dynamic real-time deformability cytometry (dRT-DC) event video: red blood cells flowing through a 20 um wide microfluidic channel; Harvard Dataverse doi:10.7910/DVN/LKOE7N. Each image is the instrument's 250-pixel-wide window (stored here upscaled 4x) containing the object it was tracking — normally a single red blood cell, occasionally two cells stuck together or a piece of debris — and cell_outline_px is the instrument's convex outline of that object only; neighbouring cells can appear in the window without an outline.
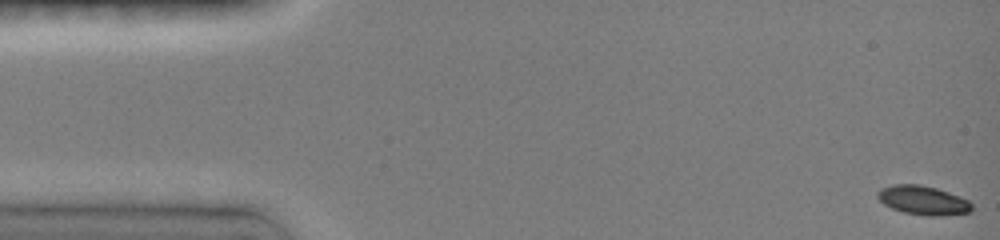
{"species": "common noctule bat (a hibernating species)", "species_latin": "Nyctalus noctula", "temperature_condition": "room temperature", "stored_images_in_passage": 8, "segment_of_instrument_passage": [1, 2], "camera_frame_rate_fps": 3000, "um_per_image_px": 0.085, "animal": {"sex": "female", "body_mass_g": 19.0, "forearm_length_mm": 51.5}, "frame": {"image": 1, "passage_image": 1, "time_ms": 0.0, "image_size_px": [1000, 240], "cell_outline_px": [[972, 212], [940, 216], [928, 216], [904, 212], [892, 208], [884, 204], [876, 196], [876, 192], [880, 188], [892, 184], [920, 184], [936, 188], [960, 196], [968, 200], [972, 204]], "centroid_in_image_um": [78.45, 17.02], "position_along_channel_um": 6.5, "area_um2": 16.07}}
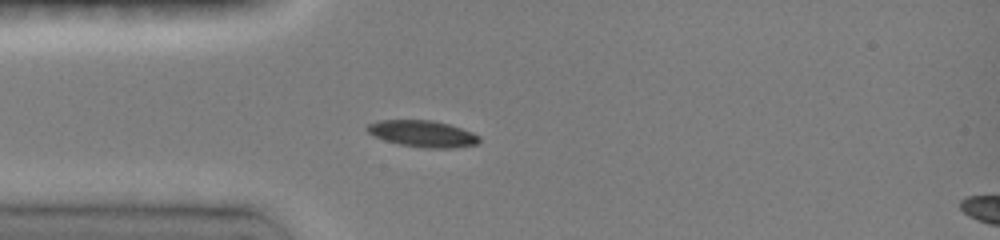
{"frame": {"image": 2, "passage_image": 7, "time_ms": 4.0, "image_size_px": [1000, 240], "cell_outline_px": [[480, 140], [476, 144], [456, 148], [424, 148], [400, 144], [384, 140], [368, 132], [364, 128], [368, 124], [376, 120], [432, 120], [448, 124], [472, 132], [480, 136]], "centroid_in_image_um": [35.91, 11.36], "position_along_channel_um": 49.1, "area_um2": 17.34}}